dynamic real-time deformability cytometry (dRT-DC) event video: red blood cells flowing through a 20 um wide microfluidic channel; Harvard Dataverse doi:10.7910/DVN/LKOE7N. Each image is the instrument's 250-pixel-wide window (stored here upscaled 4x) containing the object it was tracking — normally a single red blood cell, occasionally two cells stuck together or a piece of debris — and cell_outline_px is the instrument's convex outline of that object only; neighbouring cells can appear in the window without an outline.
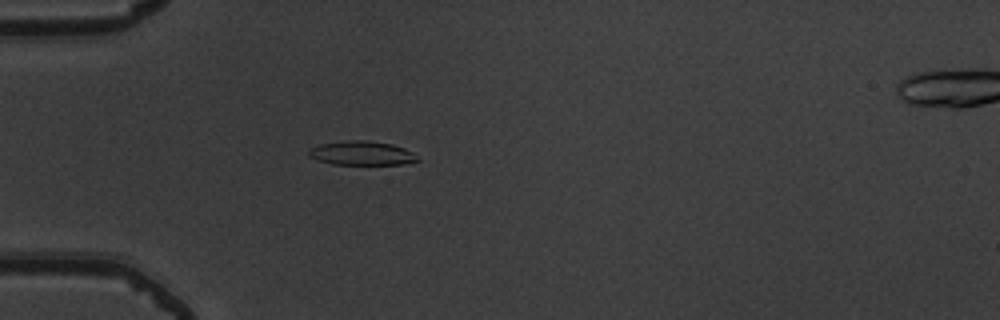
{"species": "common noctule bat (a hibernating species)", "species_latin": "Nyctalus noctula", "temperature_condition": "warm", "stored_images_in_passage": 41, "camera_frame_rate_fps": 3000, "um_per_image_px": 0.085, "animal": {"sex": "male", "body_mass_g": 19.5, "forearm_length_mm": 54.6}, "frame": {"image": 1, "passage_image": 4, "time_ms": 1.0, "image_size_px": [1000, 320], "cell_outline_px": [[420, 160], [400, 164], [332, 164], [316, 160], [308, 156], [308, 152], [312, 148], [320, 144], [352, 140], [368, 140], [392, 144], [404, 148], [412, 152]], "centroid_in_image_um": [30.73, 13.02], "position_along_channel_um": 54.3, "area_um2": 15.09}}
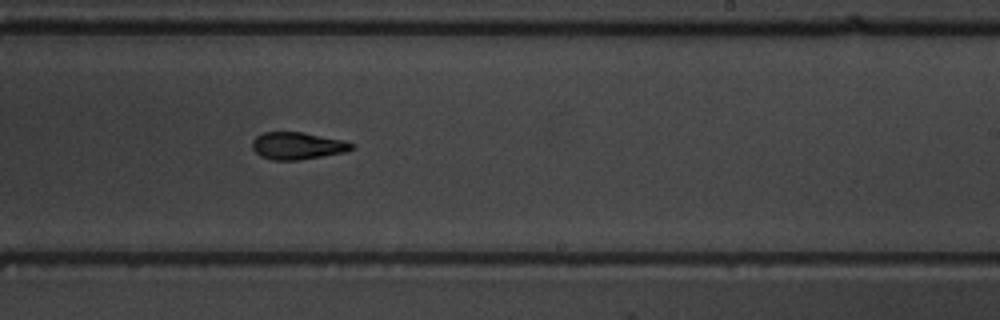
{"frame": {"image": 2, "passage_image": 21, "time_ms": 6.667, "image_size_px": [1000, 320], "cell_outline_px": [[356, 148], [344, 152], [300, 160], [272, 160], [260, 156], [252, 148], [252, 140], [256, 136], [264, 132], [304, 132], [344, 140], [356, 144]], "centroid_in_image_um": [25.31, 12.39], "position_along_channel_um": 263.7, "area_um2": 15.95}}
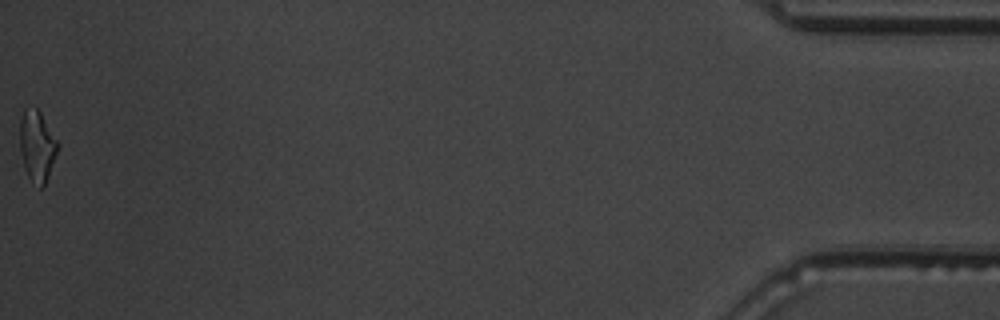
{"frame": {"image": 3, "passage_image": 41, "time_ms": 13.333, "image_size_px": [1000, 320], "cell_outline_px": [[60, 144], [48, 176], [44, 184], [40, 188], [28, 176], [24, 168], [20, 152], [20, 120], [24, 108], [36, 108], [40, 112]], "centroid_in_image_um": [3.15, 12.39], "position_along_channel_um": 432.1, "area_um2": 15.49}, "authors_computed_cell_mechanics": {"area_um2": 15.9528, "velocity_mm_per_s": 3.9028, "shape_relaxation_time_tau1_ms": 8.6454, "shape_relaxation_time_tau2_ms": 2.2817, "deformation_change_tau1": 0.2201, "deformation_change_tau2": 0.0919}}